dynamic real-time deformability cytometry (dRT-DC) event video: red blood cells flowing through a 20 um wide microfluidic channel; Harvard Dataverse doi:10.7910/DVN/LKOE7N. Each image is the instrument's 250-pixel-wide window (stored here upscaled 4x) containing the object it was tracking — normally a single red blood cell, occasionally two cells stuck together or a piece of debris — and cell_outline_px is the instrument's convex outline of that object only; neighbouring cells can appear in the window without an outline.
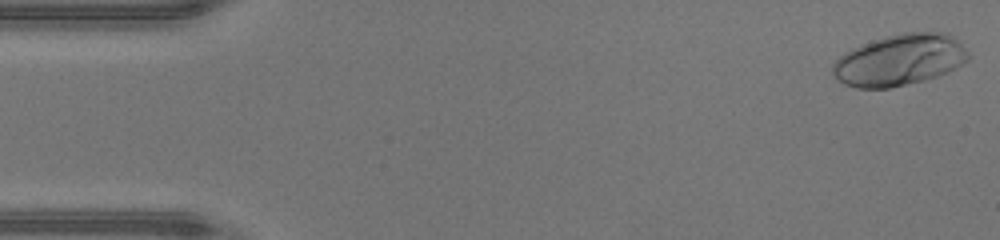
{"species": "human", "species_latin": "Homo sapiens", "temperature_condition": "warm", "stored_images_in_passage": 46, "camera_frame_rate_fps": 3000, "um_per_image_px": 0.085, "donor": {"sex": "male"}, "frame": {"image": 1, "passage_image": 1, "time_ms": 0.0, "image_size_px": [1000, 240], "cell_outline_px": [[968, 60], [948, 72], [924, 80], [888, 88], [856, 88], [844, 84], [836, 80], [832, 72], [832, 64], [844, 52], [852, 48], [872, 40], [904, 32], [948, 32], [960, 40], [968, 52]], "centroid_in_image_um": [76.46, 5.09], "position_along_channel_um": 8.5, "area_um2": 40.75}}
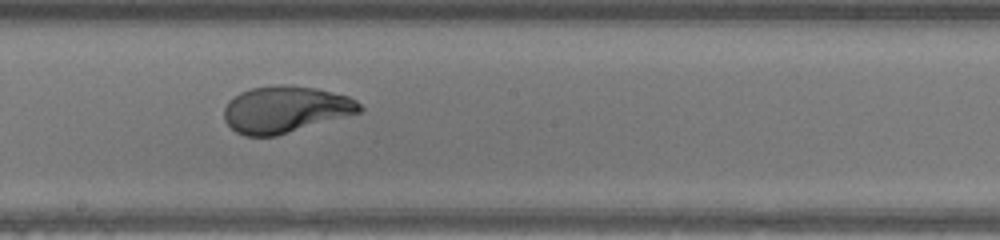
{"frame": {"image": 2, "passage_image": 25, "time_ms": 8.0, "image_size_px": [1000, 240], "cell_outline_px": [[364, 108], [360, 112], [276, 136], [244, 136], [236, 132], [224, 120], [224, 108], [228, 100], [240, 92], [252, 88], [280, 84], [284, 84], [316, 88], [348, 96], [356, 100]], "centroid_in_image_um": [24.23, 9.29], "position_along_channel_um": 224.0, "area_um2": 36.76}}
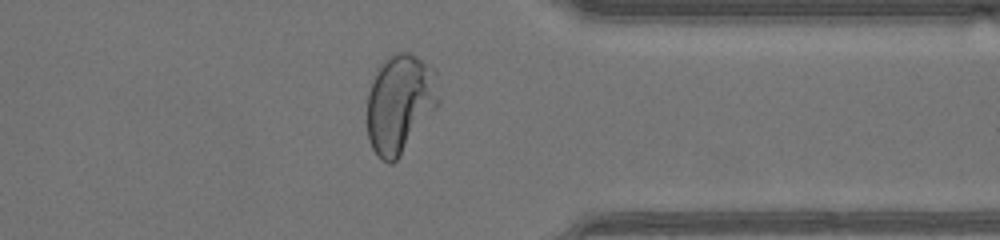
{"frame": {"image": 3, "passage_image": 36, "time_ms": 11.667, "image_size_px": [1000, 240], "cell_outline_px": [[440, 104], [400, 156], [392, 164], [388, 164], [380, 160], [376, 156], [368, 140], [368, 92], [376, 68], [392, 52], [408, 52], [416, 56], [432, 68], [436, 72], [440, 100]], "centroid_in_image_um": [33.99, 8.81], "position_along_channel_um": 377.4, "area_um2": 41.67}, "authors_computed_cell_mechanics": {"area_um2": 37.281, "velocity_mm_per_s": 4.4146, "shape_relaxation_time_tau1_ms": 3.8472, "shape_relaxation_time_tau2_ms": null, "deformation_change_tau1": 0.2447, "deformation_change_tau2": null}}